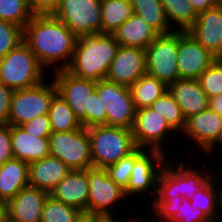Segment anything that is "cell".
Masks as SVG:
<instances>
[{
    "instance_id": "obj_1",
    "label": "cell",
    "mask_w": 222,
    "mask_h": 222,
    "mask_svg": "<svg viewBox=\"0 0 222 222\" xmlns=\"http://www.w3.org/2000/svg\"><path fill=\"white\" fill-rule=\"evenodd\" d=\"M76 40L77 36L53 15H33L23 29V41L46 71L68 67Z\"/></svg>"
},
{
    "instance_id": "obj_2",
    "label": "cell",
    "mask_w": 222,
    "mask_h": 222,
    "mask_svg": "<svg viewBox=\"0 0 222 222\" xmlns=\"http://www.w3.org/2000/svg\"><path fill=\"white\" fill-rule=\"evenodd\" d=\"M171 160L168 158L161 169L157 181L156 196L153 199H148L151 202L147 208L152 210L147 213L149 215L152 213V218L155 221L173 203L180 202L183 198L191 200L196 191L215 174L214 170L212 171L213 166L204 164L202 168L195 167L194 169L193 164L186 163L185 159L177 162H174L176 159Z\"/></svg>"
},
{
    "instance_id": "obj_3",
    "label": "cell",
    "mask_w": 222,
    "mask_h": 222,
    "mask_svg": "<svg viewBox=\"0 0 222 222\" xmlns=\"http://www.w3.org/2000/svg\"><path fill=\"white\" fill-rule=\"evenodd\" d=\"M119 46L114 34H81L77 37L71 62L65 70L83 79H106Z\"/></svg>"
},
{
    "instance_id": "obj_4",
    "label": "cell",
    "mask_w": 222,
    "mask_h": 222,
    "mask_svg": "<svg viewBox=\"0 0 222 222\" xmlns=\"http://www.w3.org/2000/svg\"><path fill=\"white\" fill-rule=\"evenodd\" d=\"M87 131L91 143L93 167L95 168L106 169L137 149L132 129L98 125L87 128Z\"/></svg>"
},
{
    "instance_id": "obj_5",
    "label": "cell",
    "mask_w": 222,
    "mask_h": 222,
    "mask_svg": "<svg viewBox=\"0 0 222 222\" xmlns=\"http://www.w3.org/2000/svg\"><path fill=\"white\" fill-rule=\"evenodd\" d=\"M46 73L24 41L0 59V81L13 90L39 85Z\"/></svg>"
},
{
    "instance_id": "obj_6",
    "label": "cell",
    "mask_w": 222,
    "mask_h": 222,
    "mask_svg": "<svg viewBox=\"0 0 222 222\" xmlns=\"http://www.w3.org/2000/svg\"><path fill=\"white\" fill-rule=\"evenodd\" d=\"M47 80L32 88L14 90L8 125L21 126L40 115L48 114L57 87L52 78H49L50 83Z\"/></svg>"
},
{
    "instance_id": "obj_7",
    "label": "cell",
    "mask_w": 222,
    "mask_h": 222,
    "mask_svg": "<svg viewBox=\"0 0 222 222\" xmlns=\"http://www.w3.org/2000/svg\"><path fill=\"white\" fill-rule=\"evenodd\" d=\"M49 153L71 170L93 167L90 138L84 127L69 132H52L49 136Z\"/></svg>"
},
{
    "instance_id": "obj_8",
    "label": "cell",
    "mask_w": 222,
    "mask_h": 222,
    "mask_svg": "<svg viewBox=\"0 0 222 222\" xmlns=\"http://www.w3.org/2000/svg\"><path fill=\"white\" fill-rule=\"evenodd\" d=\"M167 160V155L161 151L137 148L129 183L124 190L126 198L140 196L141 200L146 193L151 194L150 198L156 196L159 174Z\"/></svg>"
},
{
    "instance_id": "obj_9",
    "label": "cell",
    "mask_w": 222,
    "mask_h": 222,
    "mask_svg": "<svg viewBox=\"0 0 222 222\" xmlns=\"http://www.w3.org/2000/svg\"><path fill=\"white\" fill-rule=\"evenodd\" d=\"M145 52L147 74L163 81L167 86L179 79L178 31L158 35Z\"/></svg>"
},
{
    "instance_id": "obj_10",
    "label": "cell",
    "mask_w": 222,
    "mask_h": 222,
    "mask_svg": "<svg viewBox=\"0 0 222 222\" xmlns=\"http://www.w3.org/2000/svg\"><path fill=\"white\" fill-rule=\"evenodd\" d=\"M95 91L106 110L105 125L132 129L136 109L129 87L101 79L96 81Z\"/></svg>"
},
{
    "instance_id": "obj_11",
    "label": "cell",
    "mask_w": 222,
    "mask_h": 222,
    "mask_svg": "<svg viewBox=\"0 0 222 222\" xmlns=\"http://www.w3.org/2000/svg\"><path fill=\"white\" fill-rule=\"evenodd\" d=\"M49 75H53L57 93L73 110L82 127L90 128L91 95L96 89V81L73 76L66 70H58Z\"/></svg>"
},
{
    "instance_id": "obj_12",
    "label": "cell",
    "mask_w": 222,
    "mask_h": 222,
    "mask_svg": "<svg viewBox=\"0 0 222 222\" xmlns=\"http://www.w3.org/2000/svg\"><path fill=\"white\" fill-rule=\"evenodd\" d=\"M181 135L182 137L184 135V138L187 136L188 142L191 140L196 147H200V153L202 151V154L209 155L207 157L217 156L215 153H219L215 151L218 147L222 150V117L207 108L185 119V127Z\"/></svg>"
},
{
    "instance_id": "obj_13",
    "label": "cell",
    "mask_w": 222,
    "mask_h": 222,
    "mask_svg": "<svg viewBox=\"0 0 222 222\" xmlns=\"http://www.w3.org/2000/svg\"><path fill=\"white\" fill-rule=\"evenodd\" d=\"M53 16L77 37L87 33H101V0H61Z\"/></svg>"
},
{
    "instance_id": "obj_14",
    "label": "cell",
    "mask_w": 222,
    "mask_h": 222,
    "mask_svg": "<svg viewBox=\"0 0 222 222\" xmlns=\"http://www.w3.org/2000/svg\"><path fill=\"white\" fill-rule=\"evenodd\" d=\"M88 182L89 195L87 212L115 214V212L119 211L118 208H116L119 206L117 203L119 204L120 202L123 204L122 200H127L124 190L108 176L106 169L89 168Z\"/></svg>"
},
{
    "instance_id": "obj_15",
    "label": "cell",
    "mask_w": 222,
    "mask_h": 222,
    "mask_svg": "<svg viewBox=\"0 0 222 222\" xmlns=\"http://www.w3.org/2000/svg\"><path fill=\"white\" fill-rule=\"evenodd\" d=\"M174 133L166 120L149 107L136 111L132 134L137 148L158 150L167 154L163 144L167 139L169 141V136Z\"/></svg>"
},
{
    "instance_id": "obj_16",
    "label": "cell",
    "mask_w": 222,
    "mask_h": 222,
    "mask_svg": "<svg viewBox=\"0 0 222 222\" xmlns=\"http://www.w3.org/2000/svg\"><path fill=\"white\" fill-rule=\"evenodd\" d=\"M217 57L205 49L189 32L178 31V73L179 79H196Z\"/></svg>"
},
{
    "instance_id": "obj_17",
    "label": "cell",
    "mask_w": 222,
    "mask_h": 222,
    "mask_svg": "<svg viewBox=\"0 0 222 222\" xmlns=\"http://www.w3.org/2000/svg\"><path fill=\"white\" fill-rule=\"evenodd\" d=\"M145 74H147L145 50L119 46L106 79L130 87Z\"/></svg>"
},
{
    "instance_id": "obj_18",
    "label": "cell",
    "mask_w": 222,
    "mask_h": 222,
    "mask_svg": "<svg viewBox=\"0 0 222 222\" xmlns=\"http://www.w3.org/2000/svg\"><path fill=\"white\" fill-rule=\"evenodd\" d=\"M187 32L217 58L222 57V4L197 14Z\"/></svg>"
},
{
    "instance_id": "obj_19",
    "label": "cell",
    "mask_w": 222,
    "mask_h": 222,
    "mask_svg": "<svg viewBox=\"0 0 222 222\" xmlns=\"http://www.w3.org/2000/svg\"><path fill=\"white\" fill-rule=\"evenodd\" d=\"M49 195L80 212L87 213L89 195L88 169L70 170Z\"/></svg>"
},
{
    "instance_id": "obj_20",
    "label": "cell",
    "mask_w": 222,
    "mask_h": 222,
    "mask_svg": "<svg viewBox=\"0 0 222 222\" xmlns=\"http://www.w3.org/2000/svg\"><path fill=\"white\" fill-rule=\"evenodd\" d=\"M48 193L26 186L7 202L8 219L14 222H41L42 208Z\"/></svg>"
},
{
    "instance_id": "obj_21",
    "label": "cell",
    "mask_w": 222,
    "mask_h": 222,
    "mask_svg": "<svg viewBox=\"0 0 222 222\" xmlns=\"http://www.w3.org/2000/svg\"><path fill=\"white\" fill-rule=\"evenodd\" d=\"M168 92L176 100L185 119L209 108V97L199 80L177 79L168 85Z\"/></svg>"
},
{
    "instance_id": "obj_22",
    "label": "cell",
    "mask_w": 222,
    "mask_h": 222,
    "mask_svg": "<svg viewBox=\"0 0 222 222\" xmlns=\"http://www.w3.org/2000/svg\"><path fill=\"white\" fill-rule=\"evenodd\" d=\"M70 168L59 158L48 155L29 163V186L41 189L48 194L70 172Z\"/></svg>"
},
{
    "instance_id": "obj_23",
    "label": "cell",
    "mask_w": 222,
    "mask_h": 222,
    "mask_svg": "<svg viewBox=\"0 0 222 222\" xmlns=\"http://www.w3.org/2000/svg\"><path fill=\"white\" fill-rule=\"evenodd\" d=\"M13 157L28 164L50 155L49 138L26 133L20 126H11Z\"/></svg>"
},
{
    "instance_id": "obj_24",
    "label": "cell",
    "mask_w": 222,
    "mask_h": 222,
    "mask_svg": "<svg viewBox=\"0 0 222 222\" xmlns=\"http://www.w3.org/2000/svg\"><path fill=\"white\" fill-rule=\"evenodd\" d=\"M113 34L120 46L138 47L144 50L159 35L134 13Z\"/></svg>"
},
{
    "instance_id": "obj_25",
    "label": "cell",
    "mask_w": 222,
    "mask_h": 222,
    "mask_svg": "<svg viewBox=\"0 0 222 222\" xmlns=\"http://www.w3.org/2000/svg\"><path fill=\"white\" fill-rule=\"evenodd\" d=\"M29 164L11 159L0 165V202H8L24 187L29 185Z\"/></svg>"
},
{
    "instance_id": "obj_26",
    "label": "cell",
    "mask_w": 222,
    "mask_h": 222,
    "mask_svg": "<svg viewBox=\"0 0 222 222\" xmlns=\"http://www.w3.org/2000/svg\"><path fill=\"white\" fill-rule=\"evenodd\" d=\"M219 182V179L214 174L196 191L190 200V205L193 206L195 210H201L211 222H218L219 220L222 222V188ZM220 214L221 218L218 217Z\"/></svg>"
},
{
    "instance_id": "obj_27",
    "label": "cell",
    "mask_w": 222,
    "mask_h": 222,
    "mask_svg": "<svg viewBox=\"0 0 222 222\" xmlns=\"http://www.w3.org/2000/svg\"><path fill=\"white\" fill-rule=\"evenodd\" d=\"M129 89L137 111L148 108L154 101L168 91V86L156 77L145 74L137 82L132 84Z\"/></svg>"
},
{
    "instance_id": "obj_28",
    "label": "cell",
    "mask_w": 222,
    "mask_h": 222,
    "mask_svg": "<svg viewBox=\"0 0 222 222\" xmlns=\"http://www.w3.org/2000/svg\"><path fill=\"white\" fill-rule=\"evenodd\" d=\"M133 13L125 0H101V33L113 34Z\"/></svg>"
},
{
    "instance_id": "obj_29",
    "label": "cell",
    "mask_w": 222,
    "mask_h": 222,
    "mask_svg": "<svg viewBox=\"0 0 222 222\" xmlns=\"http://www.w3.org/2000/svg\"><path fill=\"white\" fill-rule=\"evenodd\" d=\"M132 5L134 14L140 16L159 35L173 32L160 0H136Z\"/></svg>"
},
{
    "instance_id": "obj_30",
    "label": "cell",
    "mask_w": 222,
    "mask_h": 222,
    "mask_svg": "<svg viewBox=\"0 0 222 222\" xmlns=\"http://www.w3.org/2000/svg\"><path fill=\"white\" fill-rule=\"evenodd\" d=\"M48 117L52 132H69L82 127L73 110L58 93L50 102Z\"/></svg>"
},
{
    "instance_id": "obj_31",
    "label": "cell",
    "mask_w": 222,
    "mask_h": 222,
    "mask_svg": "<svg viewBox=\"0 0 222 222\" xmlns=\"http://www.w3.org/2000/svg\"><path fill=\"white\" fill-rule=\"evenodd\" d=\"M160 1L166 12L169 25L173 31H188L195 23L197 14L188 0Z\"/></svg>"
},
{
    "instance_id": "obj_32",
    "label": "cell",
    "mask_w": 222,
    "mask_h": 222,
    "mask_svg": "<svg viewBox=\"0 0 222 222\" xmlns=\"http://www.w3.org/2000/svg\"><path fill=\"white\" fill-rule=\"evenodd\" d=\"M149 108L161 115L176 133H182L185 118L176 100L168 91L154 101Z\"/></svg>"
},
{
    "instance_id": "obj_33",
    "label": "cell",
    "mask_w": 222,
    "mask_h": 222,
    "mask_svg": "<svg viewBox=\"0 0 222 222\" xmlns=\"http://www.w3.org/2000/svg\"><path fill=\"white\" fill-rule=\"evenodd\" d=\"M157 219L156 222H211L201 210H195L186 198L170 205Z\"/></svg>"
},
{
    "instance_id": "obj_34",
    "label": "cell",
    "mask_w": 222,
    "mask_h": 222,
    "mask_svg": "<svg viewBox=\"0 0 222 222\" xmlns=\"http://www.w3.org/2000/svg\"><path fill=\"white\" fill-rule=\"evenodd\" d=\"M82 214L48 195L43 204L41 222H75Z\"/></svg>"
},
{
    "instance_id": "obj_35",
    "label": "cell",
    "mask_w": 222,
    "mask_h": 222,
    "mask_svg": "<svg viewBox=\"0 0 222 222\" xmlns=\"http://www.w3.org/2000/svg\"><path fill=\"white\" fill-rule=\"evenodd\" d=\"M32 16L28 0H0V20L24 29Z\"/></svg>"
},
{
    "instance_id": "obj_36",
    "label": "cell",
    "mask_w": 222,
    "mask_h": 222,
    "mask_svg": "<svg viewBox=\"0 0 222 222\" xmlns=\"http://www.w3.org/2000/svg\"><path fill=\"white\" fill-rule=\"evenodd\" d=\"M202 90L211 98L222 94V57L211 64L199 77Z\"/></svg>"
},
{
    "instance_id": "obj_37",
    "label": "cell",
    "mask_w": 222,
    "mask_h": 222,
    "mask_svg": "<svg viewBox=\"0 0 222 222\" xmlns=\"http://www.w3.org/2000/svg\"><path fill=\"white\" fill-rule=\"evenodd\" d=\"M23 41V28L0 20V59Z\"/></svg>"
},
{
    "instance_id": "obj_38",
    "label": "cell",
    "mask_w": 222,
    "mask_h": 222,
    "mask_svg": "<svg viewBox=\"0 0 222 222\" xmlns=\"http://www.w3.org/2000/svg\"><path fill=\"white\" fill-rule=\"evenodd\" d=\"M135 163V151L106 168L108 176L123 190L128 186Z\"/></svg>"
},
{
    "instance_id": "obj_39",
    "label": "cell",
    "mask_w": 222,
    "mask_h": 222,
    "mask_svg": "<svg viewBox=\"0 0 222 222\" xmlns=\"http://www.w3.org/2000/svg\"><path fill=\"white\" fill-rule=\"evenodd\" d=\"M20 127L30 135H39V138H49L52 133L48 114L40 115Z\"/></svg>"
},
{
    "instance_id": "obj_40",
    "label": "cell",
    "mask_w": 222,
    "mask_h": 222,
    "mask_svg": "<svg viewBox=\"0 0 222 222\" xmlns=\"http://www.w3.org/2000/svg\"><path fill=\"white\" fill-rule=\"evenodd\" d=\"M13 158L11 125L0 124V165Z\"/></svg>"
},
{
    "instance_id": "obj_41",
    "label": "cell",
    "mask_w": 222,
    "mask_h": 222,
    "mask_svg": "<svg viewBox=\"0 0 222 222\" xmlns=\"http://www.w3.org/2000/svg\"><path fill=\"white\" fill-rule=\"evenodd\" d=\"M107 122V114L105 107L100 100L96 91L91 95L90 104V127L105 125Z\"/></svg>"
},
{
    "instance_id": "obj_42",
    "label": "cell",
    "mask_w": 222,
    "mask_h": 222,
    "mask_svg": "<svg viewBox=\"0 0 222 222\" xmlns=\"http://www.w3.org/2000/svg\"><path fill=\"white\" fill-rule=\"evenodd\" d=\"M61 0H28L33 15H53Z\"/></svg>"
},
{
    "instance_id": "obj_43",
    "label": "cell",
    "mask_w": 222,
    "mask_h": 222,
    "mask_svg": "<svg viewBox=\"0 0 222 222\" xmlns=\"http://www.w3.org/2000/svg\"><path fill=\"white\" fill-rule=\"evenodd\" d=\"M13 92L0 81V124H8Z\"/></svg>"
},
{
    "instance_id": "obj_44",
    "label": "cell",
    "mask_w": 222,
    "mask_h": 222,
    "mask_svg": "<svg viewBox=\"0 0 222 222\" xmlns=\"http://www.w3.org/2000/svg\"><path fill=\"white\" fill-rule=\"evenodd\" d=\"M196 14L215 8L222 4V0H188Z\"/></svg>"
},
{
    "instance_id": "obj_45",
    "label": "cell",
    "mask_w": 222,
    "mask_h": 222,
    "mask_svg": "<svg viewBox=\"0 0 222 222\" xmlns=\"http://www.w3.org/2000/svg\"><path fill=\"white\" fill-rule=\"evenodd\" d=\"M118 214H103V213H91L88 212V222H120L117 220L116 216ZM131 219L129 222H136L137 221V216L136 219ZM138 222V221H137Z\"/></svg>"
},
{
    "instance_id": "obj_46",
    "label": "cell",
    "mask_w": 222,
    "mask_h": 222,
    "mask_svg": "<svg viewBox=\"0 0 222 222\" xmlns=\"http://www.w3.org/2000/svg\"><path fill=\"white\" fill-rule=\"evenodd\" d=\"M209 108L222 117V94L209 98Z\"/></svg>"
},
{
    "instance_id": "obj_47",
    "label": "cell",
    "mask_w": 222,
    "mask_h": 222,
    "mask_svg": "<svg viewBox=\"0 0 222 222\" xmlns=\"http://www.w3.org/2000/svg\"><path fill=\"white\" fill-rule=\"evenodd\" d=\"M8 219V206L6 202H0V222Z\"/></svg>"
},
{
    "instance_id": "obj_48",
    "label": "cell",
    "mask_w": 222,
    "mask_h": 222,
    "mask_svg": "<svg viewBox=\"0 0 222 222\" xmlns=\"http://www.w3.org/2000/svg\"><path fill=\"white\" fill-rule=\"evenodd\" d=\"M75 222H88V212L82 214Z\"/></svg>"
},
{
    "instance_id": "obj_49",
    "label": "cell",
    "mask_w": 222,
    "mask_h": 222,
    "mask_svg": "<svg viewBox=\"0 0 222 222\" xmlns=\"http://www.w3.org/2000/svg\"><path fill=\"white\" fill-rule=\"evenodd\" d=\"M222 167V166H221ZM219 169V170H218ZM214 169L215 170V175L216 176H222V168ZM217 170V171H216Z\"/></svg>"
},
{
    "instance_id": "obj_50",
    "label": "cell",
    "mask_w": 222,
    "mask_h": 222,
    "mask_svg": "<svg viewBox=\"0 0 222 222\" xmlns=\"http://www.w3.org/2000/svg\"><path fill=\"white\" fill-rule=\"evenodd\" d=\"M217 178L219 179L222 188V176H217Z\"/></svg>"
},
{
    "instance_id": "obj_51",
    "label": "cell",
    "mask_w": 222,
    "mask_h": 222,
    "mask_svg": "<svg viewBox=\"0 0 222 222\" xmlns=\"http://www.w3.org/2000/svg\"><path fill=\"white\" fill-rule=\"evenodd\" d=\"M126 2L133 4L136 0H125Z\"/></svg>"
},
{
    "instance_id": "obj_52",
    "label": "cell",
    "mask_w": 222,
    "mask_h": 222,
    "mask_svg": "<svg viewBox=\"0 0 222 222\" xmlns=\"http://www.w3.org/2000/svg\"><path fill=\"white\" fill-rule=\"evenodd\" d=\"M5 222H14V221H11V220L7 219Z\"/></svg>"
}]
</instances>
